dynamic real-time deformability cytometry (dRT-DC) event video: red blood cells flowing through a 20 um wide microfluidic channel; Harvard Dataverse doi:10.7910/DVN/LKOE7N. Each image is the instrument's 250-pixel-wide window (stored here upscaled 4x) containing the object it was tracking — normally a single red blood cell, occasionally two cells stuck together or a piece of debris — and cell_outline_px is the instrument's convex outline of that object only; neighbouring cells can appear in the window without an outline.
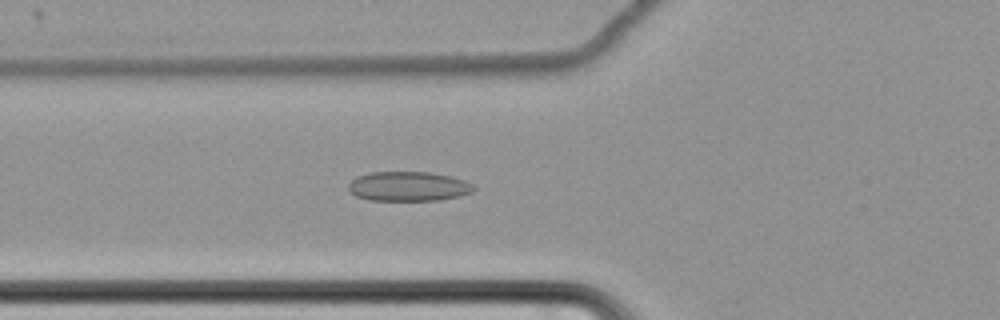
{"species": "common noctule bat (a hibernating species)", "species_latin": "Nyctalus noctula", "temperature_condition": "cold", "stored_images_in_passage": 65, "camera_frame_rate_fps": 3000, "um_per_image_px": 0.085, "animal": {"sex": "female", "body_mass_g": 22.7, "forearm_length_mm": 54.2}, "frame": {"image": 1, "passage_image": 28, "time_ms": 9.0, "image_size_px": [1000, 320], "cell_outline_px": [[476, 188], [472, 192], [460, 196], [436, 200], [368, 200], [356, 196], [348, 192], [348, 184], [356, 176], [368, 172], [428, 172], [452, 176], [464, 180], [472, 184]], "centroid_in_image_um": [34.68, 15.83], "position_along_channel_um": 91.1, "area_um2": 21.73}}
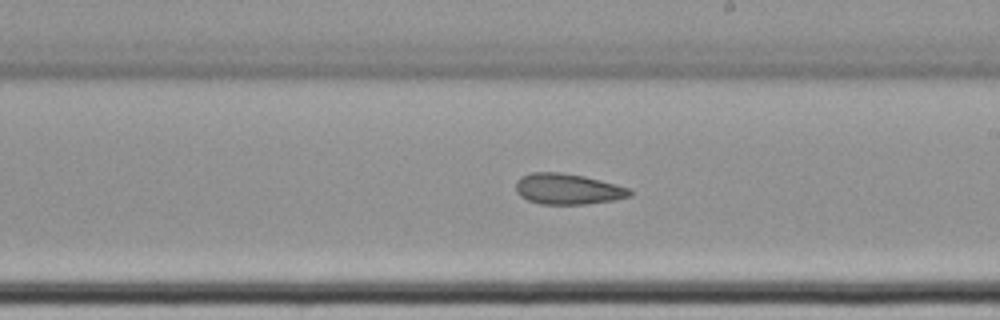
{"frame": {"image": 2, "passage_image": 41, "time_ms": 13.333, "image_size_px": [1000, 320], "cell_outline_px": [[632, 196], [612, 200], [584, 204], [540, 204], [528, 200], [520, 196], [516, 192], [516, 180], [520, 176], [532, 172], [560, 172], [584, 176], [632, 188]], "centroid_in_image_um": [48.25, 16.06], "position_along_channel_um": 240.7, "area_um2": 20.58}}
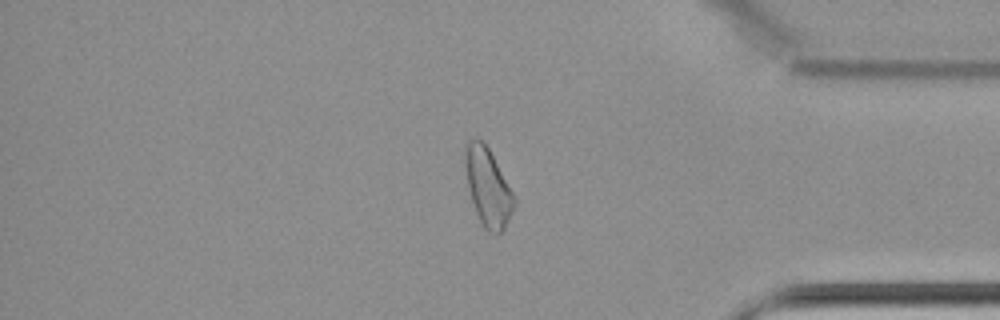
{"frame": {"image": 3, "passage_image": 56, "time_ms": 18.333, "image_size_px": [1000, 320], "cell_outline_px": [[516, 204], [504, 228], [496, 236], [488, 232], [484, 228], [476, 212], [468, 188], [464, 152], [464, 144], [468, 140], [480, 140], [488, 148], [512, 192], [516, 200]], "centroid_in_image_um": [41.46, 15.95], "position_along_channel_um": 393.7, "area_um2": 21.79}, "authors_computed_cell_mechanics": {"area_um2": 23.12, "velocity_mm_per_s": 3.4561, "shape_relaxation_time_tau1_ms": null, "shape_relaxation_time_tau2_ms": 9.2276, "deformation_change_tau1": null, "deformation_change_tau2": 0.1742}}